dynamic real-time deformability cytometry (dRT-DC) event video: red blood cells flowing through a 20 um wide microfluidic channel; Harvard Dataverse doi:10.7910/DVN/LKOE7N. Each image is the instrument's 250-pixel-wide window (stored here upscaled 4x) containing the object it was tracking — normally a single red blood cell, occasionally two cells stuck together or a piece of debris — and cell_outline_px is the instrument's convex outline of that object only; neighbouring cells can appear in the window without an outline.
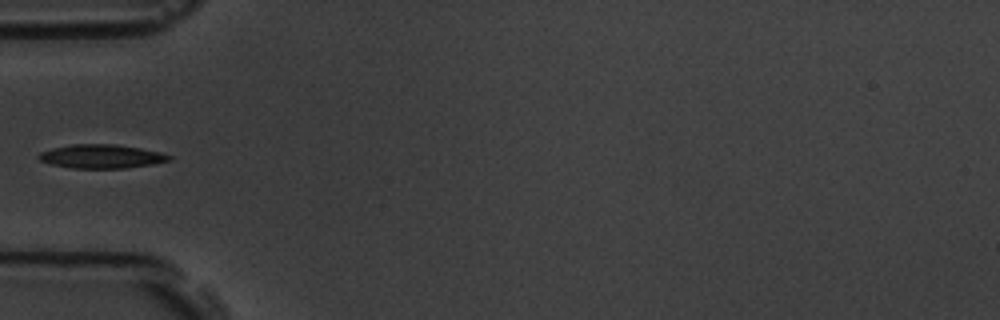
{"species": "common noctule bat (a hibernating species)", "species_latin": "Nyctalus noctula", "temperature_condition": "room temperature", "stored_images_in_passage": 6, "camera_frame_rate_fps": 3000, "um_per_image_px": 0.085, "animal": {"sex": "male", "body_mass_g": 19.5, "forearm_length_mm": 54.6}, "frame": {"image": 1, "passage_image": 6, "time_ms": 5.667, "image_size_px": [1000, 320], "cell_outline_px": [[172, 160], [152, 164], [124, 168], [72, 168], [52, 164], [40, 160], [36, 156], [40, 152], [52, 148], [72, 144], [116, 144], [140, 148], [160, 152], [172, 156]], "centroid_in_image_um": [8.62, 13.29], "position_along_channel_um": 76.4, "area_um2": 18.03}}